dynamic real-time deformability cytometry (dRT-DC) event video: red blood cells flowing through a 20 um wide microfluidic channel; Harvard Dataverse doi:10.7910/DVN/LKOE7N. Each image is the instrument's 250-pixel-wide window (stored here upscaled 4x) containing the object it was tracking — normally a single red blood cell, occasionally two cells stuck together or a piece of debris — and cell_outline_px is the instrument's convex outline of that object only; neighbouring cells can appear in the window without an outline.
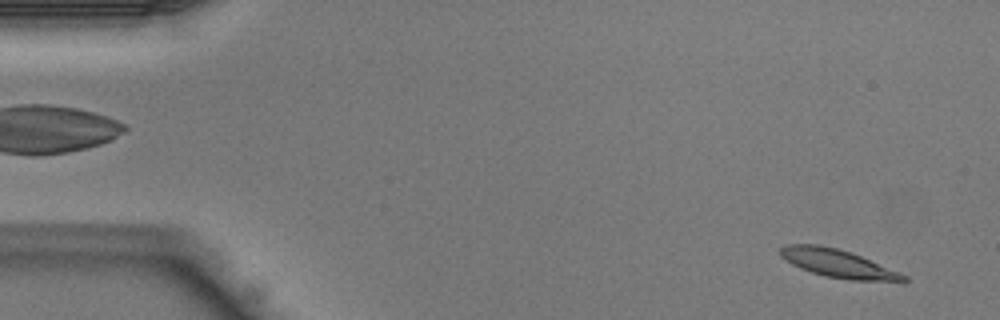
{"species": "Egyptian fruit bat (a non-hibernating species)", "species_latin": "Rousettus aegyptiacus", "temperature_condition": "warm", "stored_images_in_passage": 42, "camera_frame_rate_fps": 3000, "um_per_image_px": 0.085, "animal": {"sex": "male"}, "frame": {"image": 1, "passage_image": 2, "time_ms": 0.333, "image_size_px": [1000, 320], "cell_outline_px": [[908, 280], [904, 284], [848, 280], [824, 276], [800, 268], [792, 264], [780, 256], [776, 252], [784, 244], [820, 244], [852, 252], [900, 272], [908, 276]], "centroid_in_image_um": [71.32, 22.43], "position_along_channel_um": 13.7, "area_um2": 21.04}}
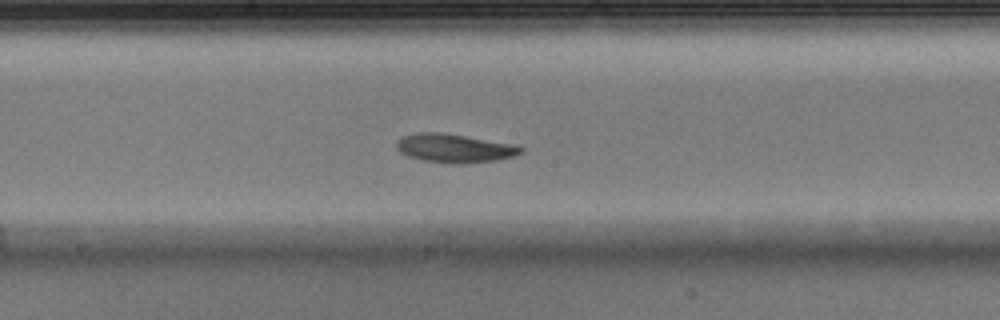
{"frame": {"image": 2, "passage_image": 22, "time_ms": 7.0, "image_size_px": [1000, 320], "cell_outline_px": [[524, 152], [512, 156], [496, 160], [460, 164], [452, 164], [424, 160], [408, 156], [400, 152], [396, 148], [396, 140], [400, 136], [416, 132], [440, 132], [464, 136], [508, 144], [524, 148]], "centroid_in_image_um": [38.53, 12.6], "position_along_channel_um": 209.7, "area_um2": 20.52}}
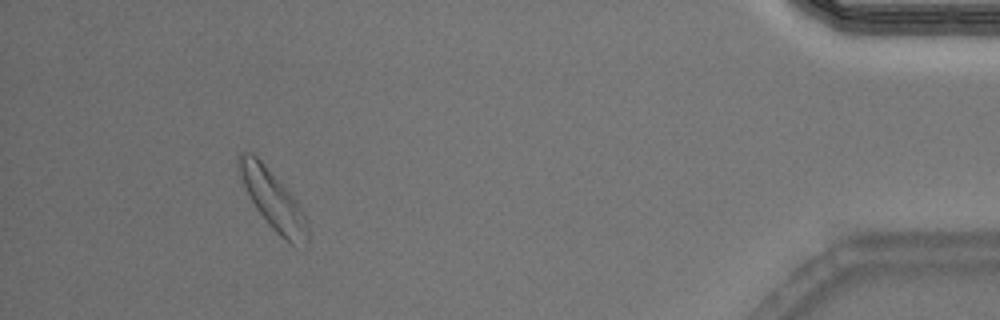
{"frame": {"image": 3, "passage_image": 39, "time_ms": 12.667, "image_size_px": [1000, 320], "cell_outline_px": [[308, 244], [292, 244], [284, 240], [268, 224], [256, 208], [244, 184], [236, 164], [236, 156], [240, 152], [252, 152], [260, 160], [296, 200], [308, 224]], "centroid_in_image_um": [23.18, 16.98], "position_along_channel_um": 412.0, "area_um2": 22.95}}